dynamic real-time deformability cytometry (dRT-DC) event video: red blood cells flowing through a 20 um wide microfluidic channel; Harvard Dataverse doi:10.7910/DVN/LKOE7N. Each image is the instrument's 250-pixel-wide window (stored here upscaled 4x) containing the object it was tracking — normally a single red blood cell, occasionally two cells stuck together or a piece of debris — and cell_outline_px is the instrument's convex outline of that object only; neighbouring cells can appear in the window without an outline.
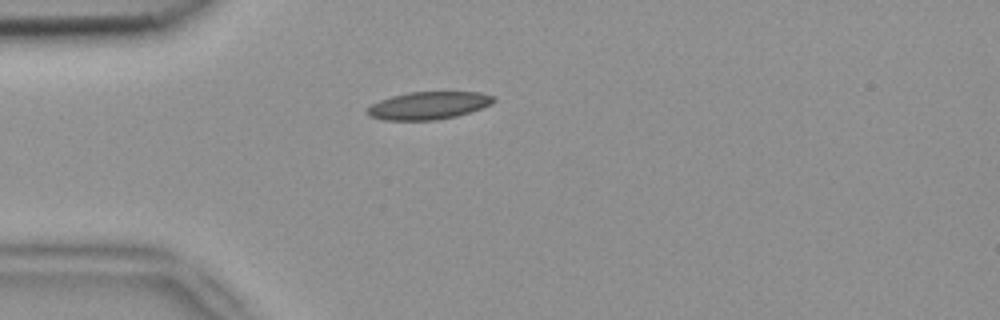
{"species": "common noctule bat (a hibernating species)", "species_latin": "Nyctalus noctula", "temperature_condition": "room temperature", "stored_images_in_passage": 3, "camera_frame_rate_fps": 3000, "um_per_image_px": 0.085, "animal": {"sex": "female", "body_mass_g": 18.4}, "frame": {"image": 1, "passage_image": 3, "time_ms": 0.667, "image_size_px": [1000, 320], "cell_outline_px": [[496, 100], [492, 104], [456, 116], [436, 120], [384, 120], [368, 116], [364, 112], [372, 104], [380, 100], [392, 96], [408, 92], [480, 92], [496, 96]], "centroid_in_image_um": [36.41, 8.96], "position_along_channel_um": 48.6, "area_um2": 20.4}}